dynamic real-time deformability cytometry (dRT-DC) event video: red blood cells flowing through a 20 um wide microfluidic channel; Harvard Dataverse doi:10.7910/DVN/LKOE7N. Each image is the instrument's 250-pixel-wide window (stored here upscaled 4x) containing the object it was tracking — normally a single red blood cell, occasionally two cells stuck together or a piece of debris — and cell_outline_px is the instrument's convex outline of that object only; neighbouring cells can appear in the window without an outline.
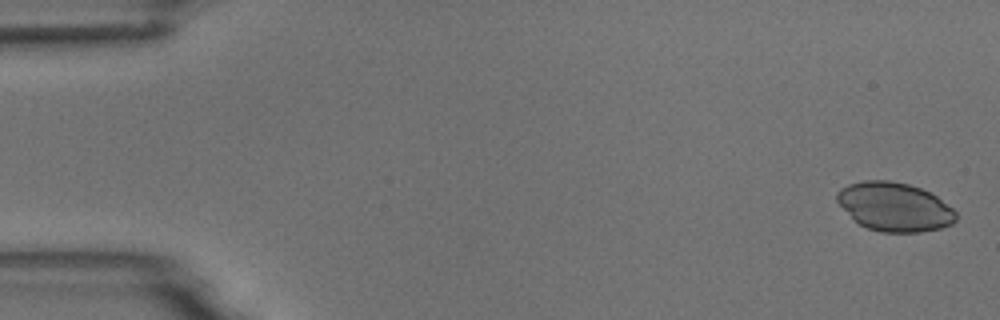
{"species": "common noctule bat (a hibernating species)", "species_latin": "Nyctalus noctula", "temperature_condition": "room temperature", "stored_images_in_passage": 6, "segment_of_instrument_passage": [1, 2], "camera_frame_rate_fps": 3000, "um_per_image_px": 0.085, "animal": {"sex": "male", "body_mass_g": 18.8}, "frame": {"image": 1, "passage_image": 1, "time_ms": 0.0, "image_size_px": [1000, 320], "cell_outline_px": [[956, 220], [952, 224], [940, 228], [920, 232], [880, 232], [868, 228], [860, 224], [836, 200], [836, 192], [840, 188], [848, 184], [864, 180], [888, 180], [908, 184], [920, 188], [936, 196], [952, 208], [956, 212]], "centroid_in_image_um": [76.03, 17.57], "position_along_channel_um": 9.0, "area_um2": 33.52}}